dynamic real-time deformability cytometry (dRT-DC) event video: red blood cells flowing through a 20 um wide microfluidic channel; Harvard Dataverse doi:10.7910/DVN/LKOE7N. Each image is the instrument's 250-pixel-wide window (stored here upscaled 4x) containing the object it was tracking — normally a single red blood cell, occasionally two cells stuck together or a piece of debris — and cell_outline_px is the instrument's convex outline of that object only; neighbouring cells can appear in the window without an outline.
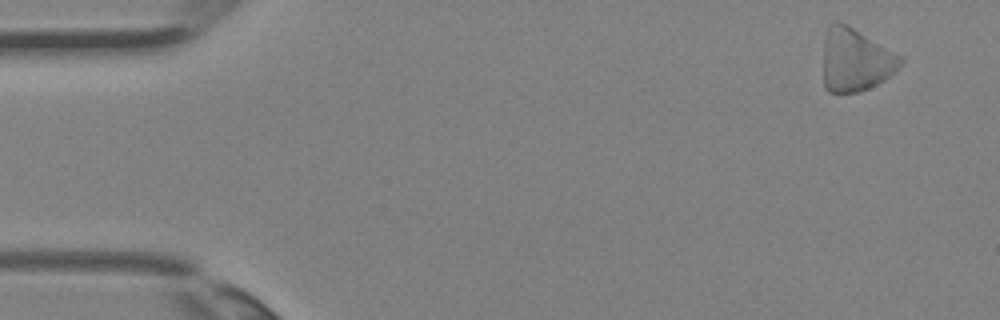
{"species": "Egyptian fruit bat (a non-hibernating species)", "species_latin": "Rousettus aegyptiacus", "temperature_condition": "room temperature", "stored_images_in_passage": 3, "camera_frame_rate_fps": 3000, "um_per_image_px": 0.085, "animal": {"sex": "female"}, "frame": {"image": 1, "passage_image": 1, "time_ms": 0.0, "image_size_px": [1000, 320], "cell_outline_px": [[904, 60], [884, 80], [868, 88], [856, 92], [828, 92], [824, 88], [824, 36], [828, 24], [836, 20], [848, 24], [904, 56]], "centroid_in_image_um": [72.7, 5.05], "position_along_channel_um": 12.3, "area_um2": 28.61}}